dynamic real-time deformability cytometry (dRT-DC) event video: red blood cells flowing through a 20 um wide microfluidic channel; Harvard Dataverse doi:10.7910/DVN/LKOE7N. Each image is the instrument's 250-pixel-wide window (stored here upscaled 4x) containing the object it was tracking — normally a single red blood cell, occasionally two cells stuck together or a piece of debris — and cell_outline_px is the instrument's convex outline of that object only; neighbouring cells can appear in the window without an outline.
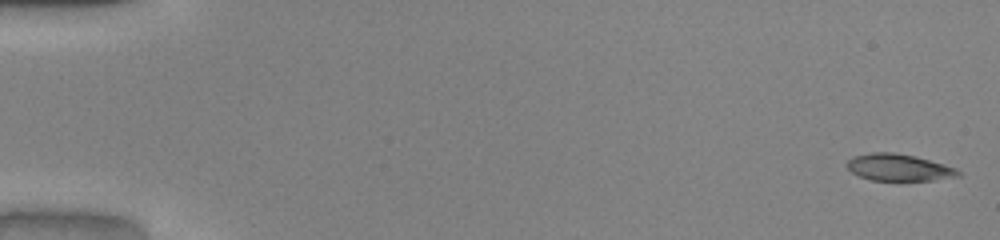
{"species": "common noctule bat (a hibernating species)", "species_latin": "Nyctalus noctula", "temperature_condition": "warm", "stored_images_in_passage": 51, "camera_frame_rate_fps": 3000, "um_per_image_px": 0.085, "animal": {"sex": "male", "body_mass_g": 20.0, "forearm_length_mm": 53.3}, "frame": {"image": 1, "passage_image": 1, "time_ms": 0.0, "image_size_px": [1000, 240], "cell_outline_px": [[960, 176], [932, 180], [900, 184], [872, 180], [860, 176], [852, 172], [844, 164], [852, 156], [872, 152], [896, 152], [916, 156], [944, 164], [956, 168], [960, 172]], "centroid_in_image_um": [76.39, 14.27], "position_along_channel_um": 8.6, "area_um2": 18.32}}
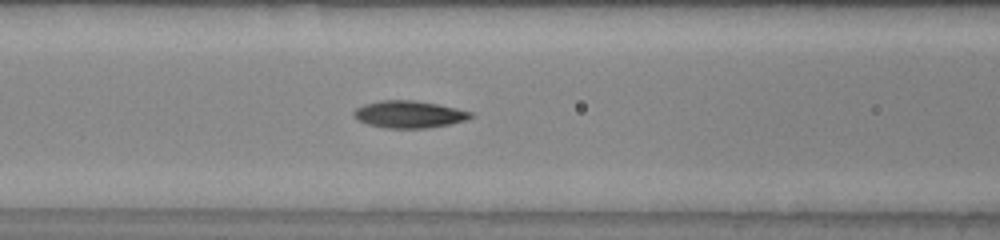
{"frame": {"image": 2, "passage_image": 22, "time_ms": 7.0, "image_size_px": [1000, 240], "cell_outline_px": [[476, 116], [468, 120], [428, 128], [384, 128], [368, 124], [356, 120], [352, 116], [352, 112], [356, 108], [364, 104], [380, 100], [412, 100], [436, 104], [456, 108], [472, 112]], "centroid_in_image_um": [34.75, 9.72], "position_along_channel_um": 131.8, "area_um2": 18.67}}
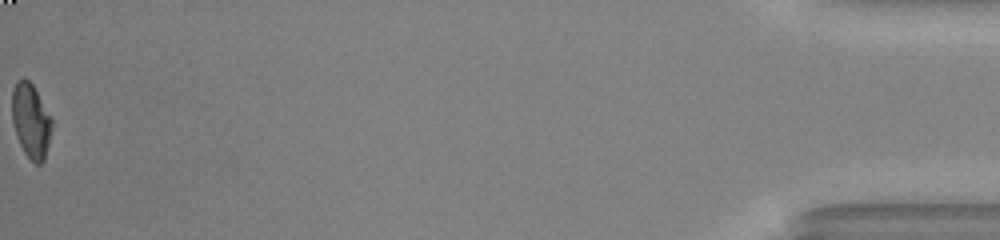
{"frame": {"image": 3, "passage_image": 51, "time_ms": 16.667, "image_size_px": [1000, 240], "cell_outline_px": [[52, 124], [48, 144], [44, 160], [40, 164], [36, 164], [24, 152], [16, 136], [12, 120], [12, 88], [16, 80], [24, 76], [32, 84], [52, 120]], "centroid_in_image_um": [2.59, 10.23], "position_along_channel_um": 432.6, "area_um2": 17.11}, "authors_computed_cell_mechanics": {"area_um2": 18.1492, "velocity_mm_per_s": 4.1088, "shape_relaxation_time_tau1_ms": 3.2159, "shape_relaxation_time_tau2_ms": 2.8516, "deformation_change_tau1": 0.1805, "deformation_change_tau2": 0.067}}